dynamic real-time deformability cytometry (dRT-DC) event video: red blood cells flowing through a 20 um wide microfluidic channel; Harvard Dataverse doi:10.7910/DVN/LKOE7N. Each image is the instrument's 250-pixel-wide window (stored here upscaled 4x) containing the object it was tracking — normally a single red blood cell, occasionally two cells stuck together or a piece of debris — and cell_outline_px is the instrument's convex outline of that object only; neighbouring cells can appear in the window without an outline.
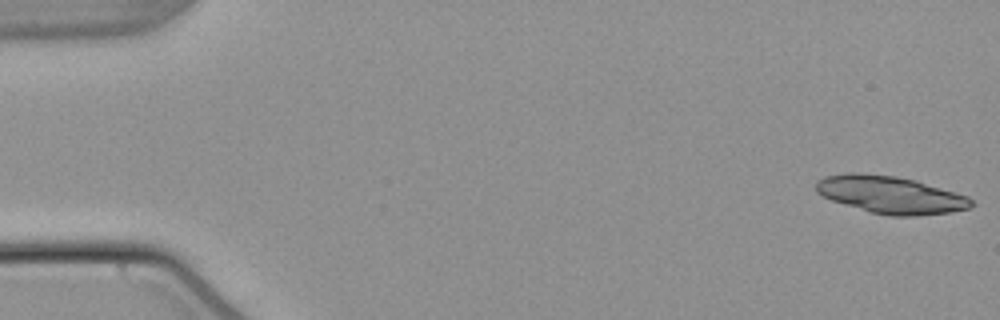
{"species": "common noctule bat (a hibernating species)", "species_latin": "Nyctalus noctula", "temperature_condition": "warm", "stored_images_in_passage": 23, "camera_frame_rate_fps": 3000, "um_per_image_px": 0.085, "animal": {"sex": "male", "body_mass_g": 21.5, "forearm_length_mm": 52.0}, "frame": {"image": 1, "passage_image": 1, "time_ms": 0.0, "image_size_px": [1000, 320], "cell_outline_px": [[976, 204], [968, 208], [952, 212], [916, 216], [888, 216], [872, 212], [844, 204], [832, 200], [816, 192], [816, 180], [824, 176], [848, 172], [856, 172], [896, 176], [916, 180], [968, 196]], "centroid_in_image_um": [75.7, 16.55], "position_along_channel_um": 9.3, "area_um2": 33.93}}